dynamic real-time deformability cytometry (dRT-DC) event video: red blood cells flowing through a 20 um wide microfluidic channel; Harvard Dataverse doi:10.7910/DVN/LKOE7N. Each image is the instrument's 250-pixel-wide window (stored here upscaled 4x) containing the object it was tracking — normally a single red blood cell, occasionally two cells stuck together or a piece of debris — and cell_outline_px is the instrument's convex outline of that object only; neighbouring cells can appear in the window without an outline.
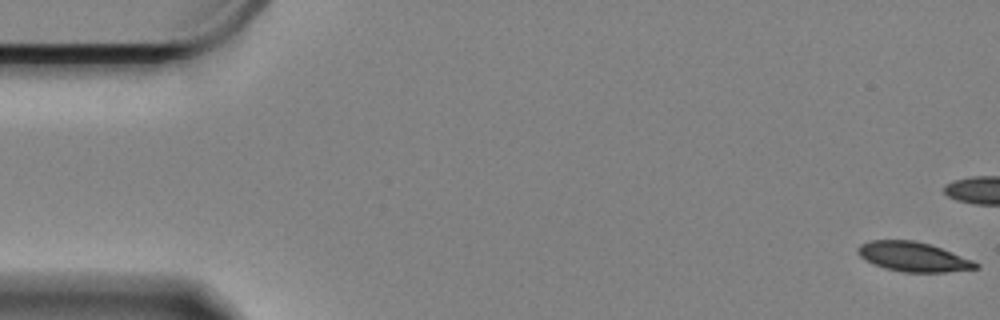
{"species": "Egyptian fruit bat (a non-hibernating species)", "species_latin": "Rousettus aegyptiacus", "temperature_condition": "cold", "stored_images_in_passage": 22, "camera_frame_rate_fps": 3000, "um_per_image_px": 0.085, "animal": {"sex": "female"}, "frame": {"image": 1, "passage_image": 1, "time_ms": 0.0, "image_size_px": [1000, 320], "cell_outline_px": [[980, 268], [944, 272], [904, 272], [884, 268], [860, 256], [856, 252], [856, 248], [860, 244], [872, 240], [912, 240], [928, 244], [940, 248], [972, 260], [980, 264]], "centroid_in_image_um": [77.62, 21.83], "position_along_channel_um": 7.4, "area_um2": 20.0}}